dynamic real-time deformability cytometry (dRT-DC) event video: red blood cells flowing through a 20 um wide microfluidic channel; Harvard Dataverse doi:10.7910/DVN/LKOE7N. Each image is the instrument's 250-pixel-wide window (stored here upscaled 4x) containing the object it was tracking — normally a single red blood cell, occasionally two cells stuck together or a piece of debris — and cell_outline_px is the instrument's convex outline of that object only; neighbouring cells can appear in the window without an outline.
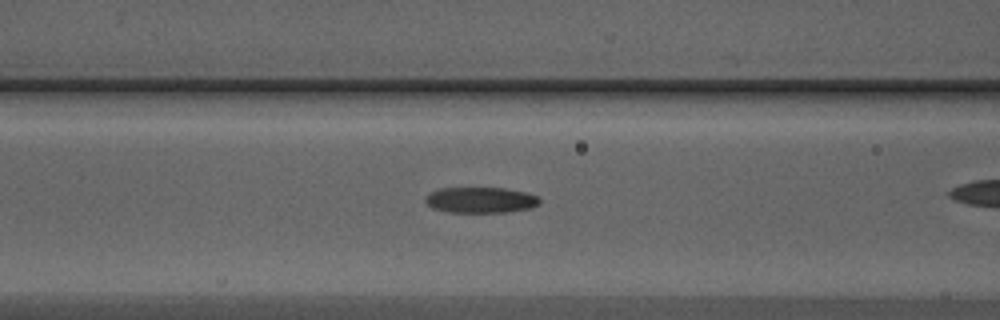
{"species": "Egyptian fruit bat (a non-hibernating species)", "species_latin": "Rousettus aegyptiacus", "temperature_condition": "warm", "stored_images_in_passage": 39, "camera_frame_rate_fps": 3000, "um_per_image_px": 0.085, "animal": {"sex": "male"}, "frame": {"image": 1, "passage_image": 21, "time_ms": 6.667, "image_size_px": [1000, 320], "cell_outline_px": [[540, 204], [532, 208], [508, 212], [448, 212], [432, 208], [424, 200], [424, 196], [428, 192], [440, 188], [504, 188], [528, 192], [536, 196], [540, 200]], "centroid_in_image_um": [40.84, 17.0], "position_along_channel_um": 125.8, "area_um2": 17.4}}
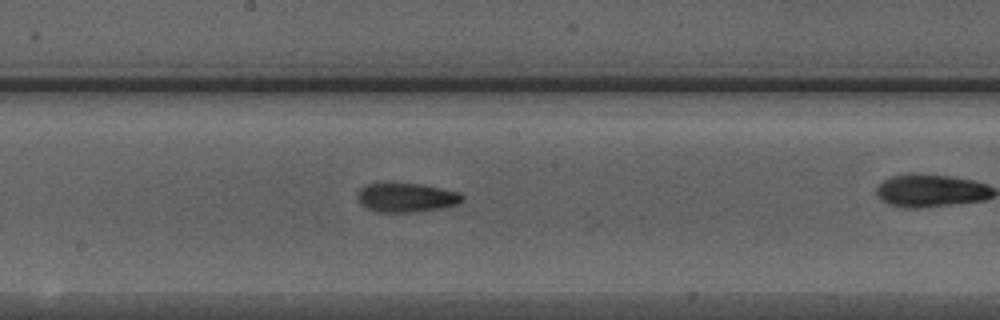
{"frame": {"image": 2, "passage_image": 27, "time_ms": 8.667, "image_size_px": [1000, 320], "cell_outline_px": [[464, 196], [456, 204], [444, 208], [416, 212], [376, 212], [360, 204], [356, 196], [360, 188], [368, 184], [384, 180], [388, 180], [420, 184], [460, 192]], "centroid_in_image_um": [34.47, 16.75], "position_along_channel_um": 213.7, "area_um2": 18.44}}
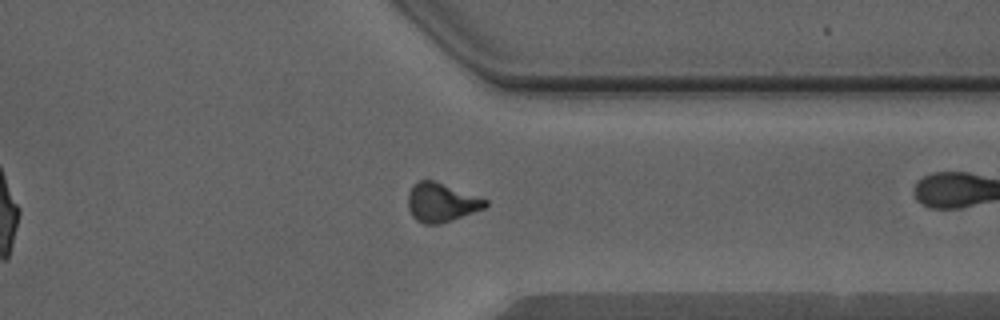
{"frame": {"image": 3, "passage_image": 38, "time_ms": 12.333, "image_size_px": [1000, 320], "cell_outline_px": [[488, 204], [484, 208], [440, 224], [424, 224], [416, 220], [412, 216], [408, 208], [408, 192], [412, 184], [420, 180], [432, 180], [488, 200]], "centroid_in_image_um": [37.47, 17.21], "position_along_channel_um": 373.9, "area_um2": 17.34}}